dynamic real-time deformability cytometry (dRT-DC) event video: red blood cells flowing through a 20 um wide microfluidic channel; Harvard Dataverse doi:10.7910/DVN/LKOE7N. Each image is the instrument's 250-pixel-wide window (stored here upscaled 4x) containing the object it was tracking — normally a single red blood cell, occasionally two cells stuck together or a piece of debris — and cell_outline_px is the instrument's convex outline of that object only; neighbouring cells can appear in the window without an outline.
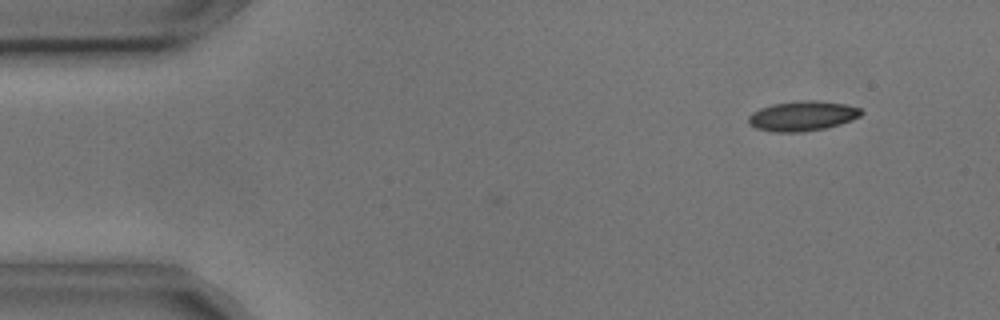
{"species": "common noctule bat (a hibernating species)", "species_latin": "Nyctalus noctula", "temperature_condition": "cold", "stored_images_in_passage": 3, "camera_frame_rate_fps": 3000, "um_per_image_px": 0.085, "animal": {"sex": "male", "body_mass_g": 17.9, "forearm_length_mm": 54.2}, "frame": {"image": 1, "passage_image": 3, "time_ms": 0.667, "image_size_px": [1000, 320], "cell_outline_px": [[864, 112], [860, 116], [852, 120], [840, 124], [824, 128], [800, 132], [772, 132], [756, 128], [748, 124], [748, 116], [752, 112], [760, 108], [772, 104], [800, 100], [816, 100], [848, 104], [860, 108]], "centroid_in_image_um": [68.21, 9.85], "position_along_channel_um": 16.8, "area_um2": 19.83}}